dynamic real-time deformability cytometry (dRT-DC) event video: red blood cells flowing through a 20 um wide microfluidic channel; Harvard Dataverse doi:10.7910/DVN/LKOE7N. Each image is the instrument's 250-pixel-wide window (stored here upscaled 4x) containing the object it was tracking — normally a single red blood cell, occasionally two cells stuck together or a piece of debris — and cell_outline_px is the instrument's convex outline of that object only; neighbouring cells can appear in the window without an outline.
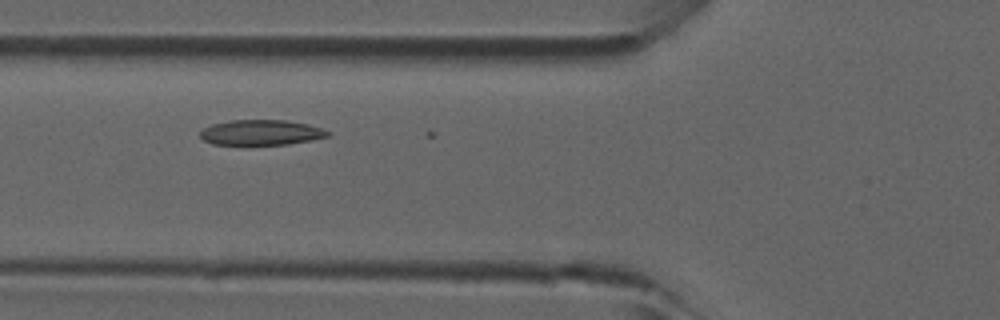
{"species": "common noctule bat (a hibernating species)", "species_latin": "Nyctalus noctula", "temperature_condition": "room temperature", "stored_images_in_passage": 4, "camera_frame_rate_fps": 3000, "um_per_image_px": 0.085, "animal": {"sex": "male", "forearm_length_mm": 52.5}, "frame": {"image": 1, "passage_image": 3, "time_ms": 0.667, "image_size_px": [1000, 320], "cell_outline_px": [[328, 136], [312, 140], [288, 144], [212, 144], [204, 140], [200, 136], [200, 132], [204, 128], [212, 124], [228, 120], [288, 120], [308, 124], [320, 128], [328, 132]], "centroid_in_image_um": [22.17, 11.25], "position_along_channel_um": 103.6, "area_um2": 18.61}}